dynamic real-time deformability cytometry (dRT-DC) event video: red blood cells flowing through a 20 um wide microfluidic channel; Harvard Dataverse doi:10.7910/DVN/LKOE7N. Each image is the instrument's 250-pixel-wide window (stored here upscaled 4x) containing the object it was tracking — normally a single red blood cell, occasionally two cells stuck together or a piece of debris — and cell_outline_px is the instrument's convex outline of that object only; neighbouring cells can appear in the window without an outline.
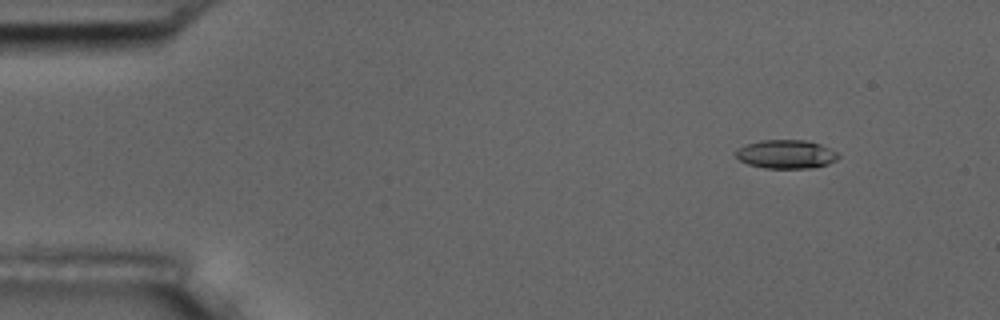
{"species": "common noctule bat (a hibernating species)", "species_latin": "Nyctalus noctula", "temperature_condition": "room temperature", "stored_images_in_passage": 4, "camera_frame_rate_fps": 3000, "um_per_image_px": 0.085, "animal": {"sex": "male", "body_mass_g": 17.5, "forearm_length_mm": 52.3}, "frame": {"image": 1, "passage_image": 1, "time_ms": 0.0, "image_size_px": [1000, 320], "cell_outline_px": [[840, 156], [836, 160], [828, 164], [816, 168], [764, 168], [748, 164], [740, 160], [736, 156], [736, 148], [744, 144], [760, 140], [804, 140], [820, 144], [836, 152]], "centroid_in_image_um": [66.8, 13.11], "position_along_channel_um": 18.2, "area_um2": 17.22}}